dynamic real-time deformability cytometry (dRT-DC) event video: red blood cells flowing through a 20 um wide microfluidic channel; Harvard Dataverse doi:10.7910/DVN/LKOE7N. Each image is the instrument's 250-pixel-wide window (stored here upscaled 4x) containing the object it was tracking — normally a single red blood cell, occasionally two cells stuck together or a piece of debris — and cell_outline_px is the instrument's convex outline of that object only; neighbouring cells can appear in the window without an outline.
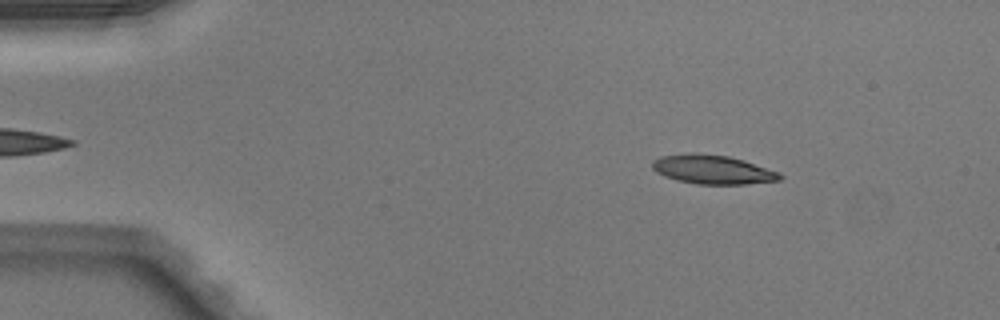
{"species": "Egyptian fruit bat (a non-hibernating species)", "species_latin": "Rousettus aegyptiacus", "temperature_condition": "warm", "stored_images_in_passage": 47, "camera_frame_rate_fps": 3000, "um_per_image_px": 0.085, "animal": {"sex": "male"}, "frame": {"image": 1, "passage_image": 5, "time_ms": 1.333, "image_size_px": [1000, 320], "cell_outline_px": [[784, 176], [780, 180], [744, 184], [696, 184], [676, 180], [664, 176], [656, 172], [652, 168], [652, 160], [660, 156], [696, 152], [728, 156], [744, 160], [780, 172]], "centroid_in_image_um": [60.56, 14.4], "position_along_channel_um": 24.4, "area_um2": 21.73}}
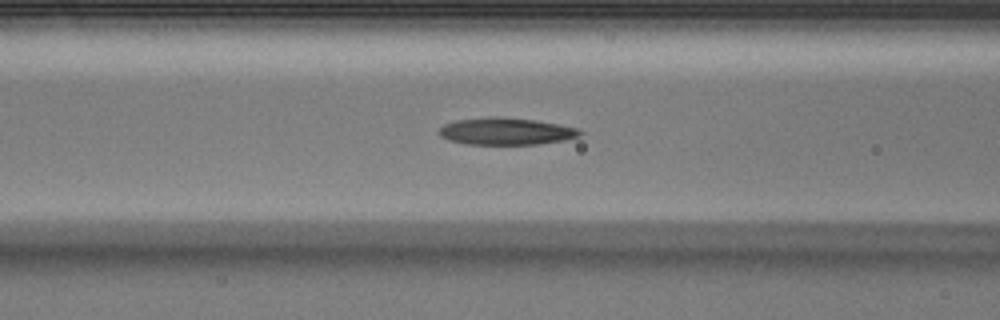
{"frame": {"image": 2, "passage_image": 18, "time_ms": 5.667, "image_size_px": [1000, 320], "cell_outline_px": [[584, 132], [580, 136], [564, 140], [536, 144], [464, 144], [448, 140], [440, 136], [440, 128], [444, 124], [456, 120], [488, 116], [496, 116], [536, 120], [560, 124], [580, 128]], "centroid_in_image_um": [43.04, 11.15], "position_along_channel_um": 123.6, "area_um2": 22.43}}
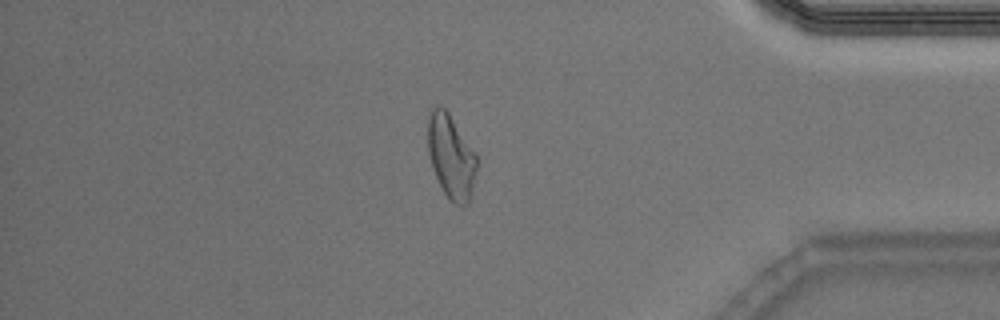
{"frame": {"image": 3, "passage_image": 40, "time_ms": 13.0, "image_size_px": [1000, 320], "cell_outline_px": [[476, 172], [468, 204], [456, 204], [444, 192], [436, 176], [428, 152], [428, 116], [432, 108], [436, 104], [440, 104], [448, 112], [476, 152]], "centroid_in_image_um": [38.33, 13.24], "position_along_channel_um": 396.9, "area_um2": 23.58}, "authors_computed_cell_mechanics": {"area_um2": 22.1374, "velocity_mm_per_s": 4.1076, "shape_relaxation_time_tau1_ms": 4.3063, "shape_relaxation_time_tau2_ms": 1.609, "deformation_change_tau1": 0.1929, "deformation_change_tau2": 0.1039}}